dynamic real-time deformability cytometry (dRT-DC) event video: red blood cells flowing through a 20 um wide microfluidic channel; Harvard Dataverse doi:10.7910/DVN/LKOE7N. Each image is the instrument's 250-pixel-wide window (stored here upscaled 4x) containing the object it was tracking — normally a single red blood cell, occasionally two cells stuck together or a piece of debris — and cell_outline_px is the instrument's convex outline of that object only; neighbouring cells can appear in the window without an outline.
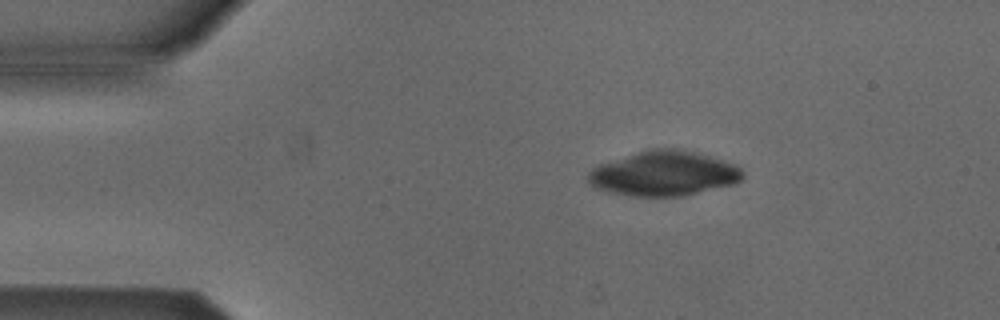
{"species": "Egyptian fruit bat (a non-hibernating species)", "species_latin": "Rousettus aegyptiacus", "temperature_condition": "cold", "stored_images_in_passage": 4, "camera_frame_rate_fps": 3000, "um_per_image_px": 0.085, "animal": {"sex": "male"}, "frame": {"image": 1, "passage_image": 2, "time_ms": 1.333, "image_size_px": [1000, 320], "cell_outline_px": [[744, 176], [736, 184], [684, 196], [632, 196], [608, 192], [596, 188], [588, 184], [588, 172], [592, 168], [600, 164], [652, 148], [676, 148], [708, 156], [736, 164], [744, 172]], "centroid_in_image_um": [56.44, 14.77], "position_along_channel_um": 28.6, "area_um2": 40.29}}